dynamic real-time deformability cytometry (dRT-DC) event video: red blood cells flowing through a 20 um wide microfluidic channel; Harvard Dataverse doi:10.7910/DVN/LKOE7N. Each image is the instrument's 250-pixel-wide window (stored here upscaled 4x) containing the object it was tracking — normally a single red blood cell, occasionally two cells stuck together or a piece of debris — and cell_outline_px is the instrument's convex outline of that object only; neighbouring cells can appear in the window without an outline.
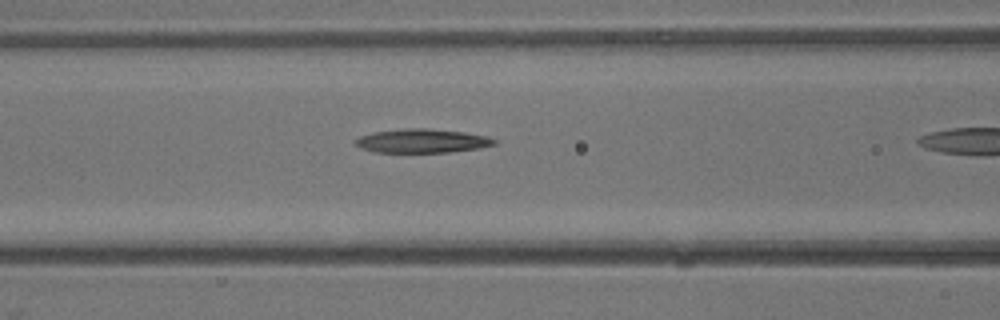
{"species": "common noctule bat (a hibernating species)", "species_latin": "Nyctalus noctula", "temperature_condition": "warm", "stored_images_in_passage": 6, "camera_frame_rate_fps": 3000, "um_per_image_px": 0.085, "animal": {"sex": "male", "body_mass_g": 13.3}, "frame": {"image": 1, "passage_image": 5, "time_ms": 1.333, "image_size_px": [1000, 320], "cell_outline_px": [[496, 144], [480, 148], [452, 152], [376, 152], [360, 148], [352, 140], [360, 136], [372, 132], [404, 128], [428, 128], [464, 132], [488, 136], [496, 140]], "centroid_in_image_um": [35.87, 11.97], "position_along_channel_um": 130.7, "area_um2": 19.48}}